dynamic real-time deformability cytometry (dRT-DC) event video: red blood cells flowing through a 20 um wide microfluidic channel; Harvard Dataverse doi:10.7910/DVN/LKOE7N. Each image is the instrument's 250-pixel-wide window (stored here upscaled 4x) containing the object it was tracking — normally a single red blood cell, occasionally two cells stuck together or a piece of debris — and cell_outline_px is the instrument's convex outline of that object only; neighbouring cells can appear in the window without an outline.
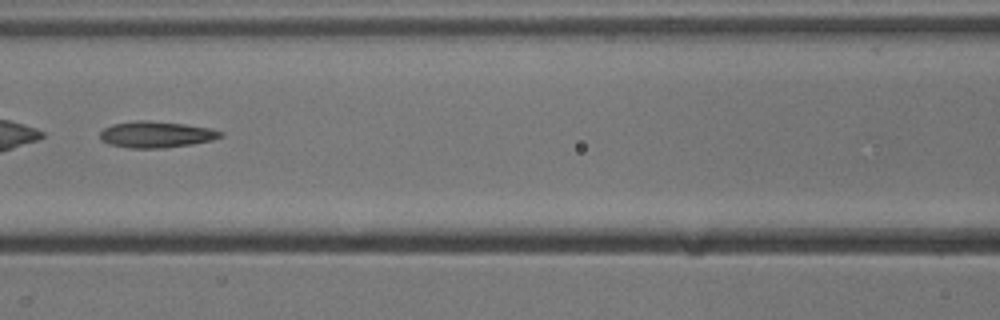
{"species": "common noctule bat (a hibernating species)", "species_latin": "Nyctalus noctula", "temperature_condition": "cold", "stored_images_in_passage": 11, "camera_frame_rate_fps": 3000, "um_per_image_px": 0.085, "animal": {"sex": "male", "body_mass_g": 13.3}, "frame": {"image": 1, "passage_image": 8, "time_ms": 2.333, "image_size_px": [1000, 320], "cell_outline_px": [[224, 136], [212, 140], [192, 144], [164, 148], [132, 148], [108, 144], [100, 140], [100, 132], [104, 128], [112, 124], [136, 120], [148, 120], [184, 124], [212, 128], [224, 132]], "centroid_in_image_um": [13.29, 11.43], "position_along_channel_um": 153.3, "area_um2": 18.67}}